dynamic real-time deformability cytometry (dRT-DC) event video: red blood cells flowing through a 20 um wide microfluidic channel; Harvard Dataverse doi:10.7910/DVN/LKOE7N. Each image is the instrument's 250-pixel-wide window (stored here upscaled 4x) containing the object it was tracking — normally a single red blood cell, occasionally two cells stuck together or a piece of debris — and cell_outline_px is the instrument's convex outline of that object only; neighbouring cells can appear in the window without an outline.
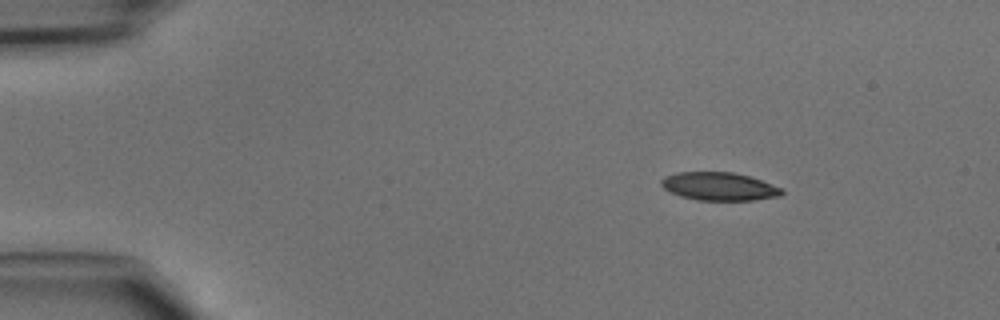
{"species": "common noctule bat (a hibernating species)", "species_latin": "Nyctalus noctula", "temperature_condition": "cold", "stored_images_in_passage": 41, "camera_frame_rate_fps": 3000, "um_per_image_px": 0.085, "animal": {"sex": "male", "body_mass_g": 15.6}, "frame": {"image": 1, "passage_image": 1, "time_ms": 0.0, "image_size_px": [1000, 320], "cell_outline_px": [[784, 192], [780, 196], [752, 200], [696, 200], [680, 196], [664, 188], [660, 184], [660, 180], [664, 176], [676, 172], [732, 172], [748, 176], [784, 188]], "centroid_in_image_um": [61.12, 15.84], "position_along_channel_um": 23.9, "area_um2": 19.77}}
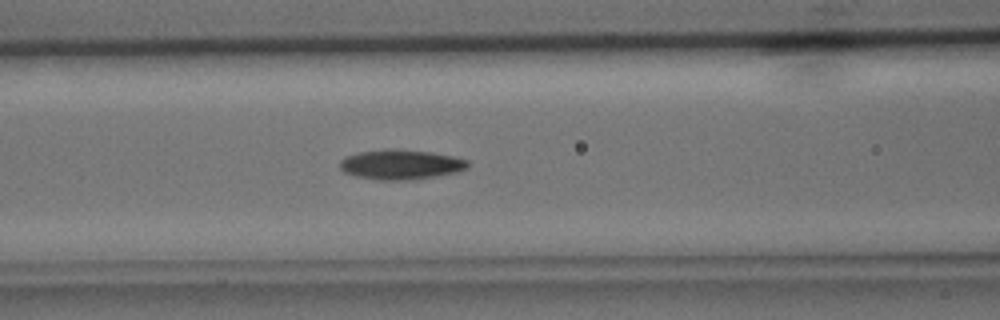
{"frame": {"image": 2, "passage_image": 14, "time_ms": 4.333, "image_size_px": [1000, 320], "cell_outline_px": [[468, 168], [456, 172], [408, 180], [376, 180], [356, 176], [344, 172], [340, 168], [340, 160], [344, 156], [356, 152], [388, 148], [396, 148], [432, 152], [452, 156], [468, 160]], "centroid_in_image_um": [34.01, 13.96], "position_along_channel_um": 132.6, "area_um2": 22.43}}
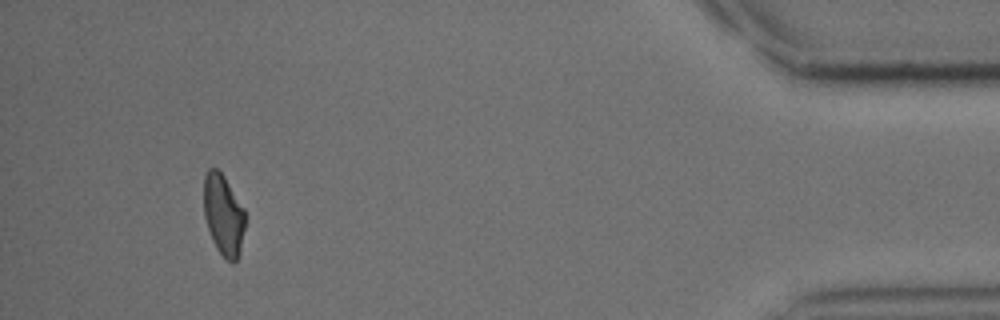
{"frame": {"image": 3, "passage_image": 38, "time_ms": 12.333, "image_size_px": [1000, 320], "cell_outline_px": [[244, 228], [240, 252], [236, 260], [232, 264], [216, 248], [212, 240], [204, 216], [204, 176], [208, 168], [216, 168], [224, 176], [244, 208]], "centroid_in_image_um": [18.98, 18.25], "position_along_channel_um": 416.2, "area_um2": 19.36}}